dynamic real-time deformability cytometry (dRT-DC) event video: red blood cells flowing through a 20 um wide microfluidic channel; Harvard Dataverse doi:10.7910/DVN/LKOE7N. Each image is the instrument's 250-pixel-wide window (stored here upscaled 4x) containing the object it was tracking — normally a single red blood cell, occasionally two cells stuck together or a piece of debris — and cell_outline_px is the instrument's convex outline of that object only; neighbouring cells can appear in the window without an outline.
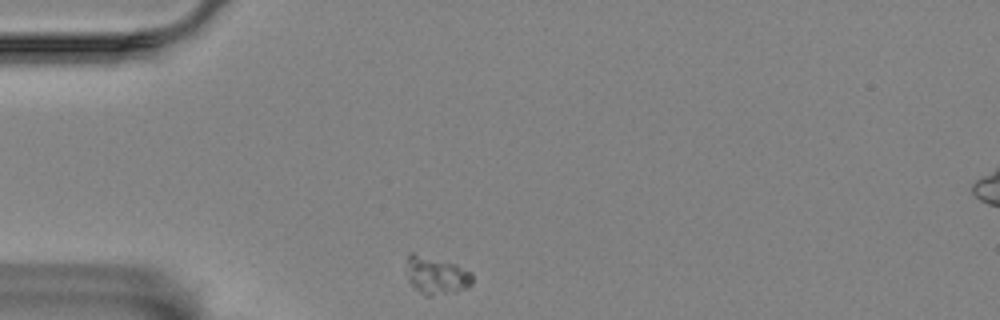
{"species": "Egyptian fruit bat (a non-hibernating species)", "species_latin": "Rousettus aegyptiacus", "temperature_condition": "room temperature", "stored_images_in_passage": 46, "camera_frame_rate_fps": 3000, "um_per_image_px": 0.085, "animal": {"sex": "female"}, "frame": {"image": 1, "passage_image": 1, "time_ms": 0.0, "image_size_px": [1000, 320], "cell_outline_px": [[472, 284], [468, 288], [456, 292], [428, 296], [424, 296], [408, 280], [408, 256], [412, 252], [456, 264], [472, 272]], "centroid_in_image_um": [37.13, 23.42], "position_along_channel_um": 47.9, "area_um2": 14.39}}
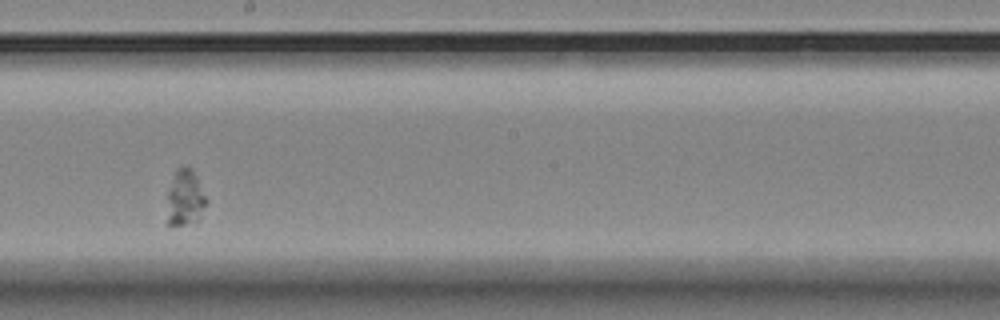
{"frame": {"image": 2, "passage_image": 20, "time_ms": 6.333, "image_size_px": [1000, 320], "cell_outline_px": [[208, 204], [200, 220], [184, 224], [168, 224], [168, 192], [176, 168], [184, 164], [188, 164], [192, 168], [208, 200]], "centroid_in_image_um": [15.79, 16.77], "position_along_channel_um": 232.4, "area_um2": 13.01}}
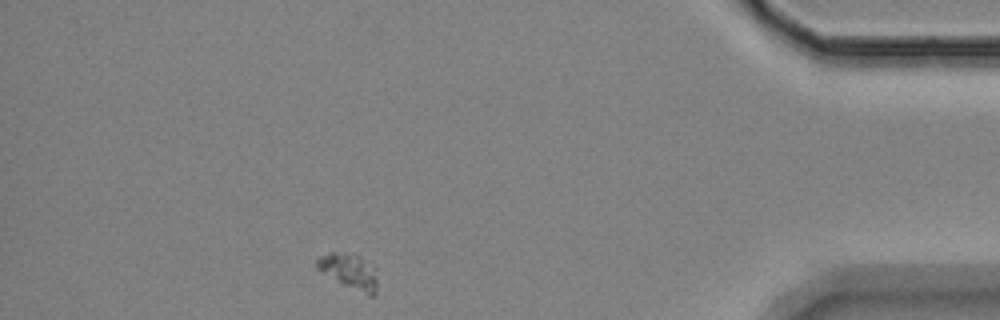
{"frame": {"image": 3, "passage_image": 40, "time_ms": 13.0, "image_size_px": [1000, 320], "cell_outline_px": [[376, 292], [372, 296], [368, 296], [344, 284], [316, 268], [316, 260], [320, 256], [328, 252], [356, 252], [372, 264], [376, 268]], "centroid_in_image_um": [29.72, 23.0], "position_along_channel_um": 405.5, "area_um2": 12.54}}